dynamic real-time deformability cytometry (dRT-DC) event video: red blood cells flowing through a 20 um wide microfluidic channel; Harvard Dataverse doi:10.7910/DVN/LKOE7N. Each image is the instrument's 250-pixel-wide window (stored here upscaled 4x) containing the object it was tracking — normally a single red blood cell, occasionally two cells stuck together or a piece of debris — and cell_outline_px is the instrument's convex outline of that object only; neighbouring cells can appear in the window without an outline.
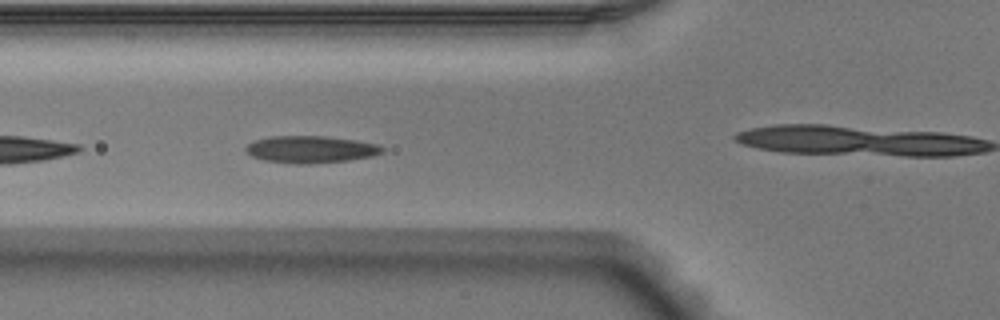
{"species": "Egyptian fruit bat (a non-hibernating species)", "species_latin": "Rousettus aegyptiacus", "temperature_condition": "warm", "stored_images_in_passage": 13, "camera_frame_rate_fps": 3000, "um_per_image_px": 0.085, "animal": {"sex": "male"}, "frame": {"image": 1, "passage_image": 4, "time_ms": 1.0, "image_size_px": [1000, 320], "cell_outline_px": [[384, 152], [372, 156], [348, 160], [308, 164], [296, 164], [264, 160], [252, 156], [244, 148], [252, 140], [272, 136], [324, 136], [356, 140], [380, 144], [384, 148]], "centroid_in_image_um": [26.42, 12.69], "position_along_channel_um": 99.4, "area_um2": 21.62}}